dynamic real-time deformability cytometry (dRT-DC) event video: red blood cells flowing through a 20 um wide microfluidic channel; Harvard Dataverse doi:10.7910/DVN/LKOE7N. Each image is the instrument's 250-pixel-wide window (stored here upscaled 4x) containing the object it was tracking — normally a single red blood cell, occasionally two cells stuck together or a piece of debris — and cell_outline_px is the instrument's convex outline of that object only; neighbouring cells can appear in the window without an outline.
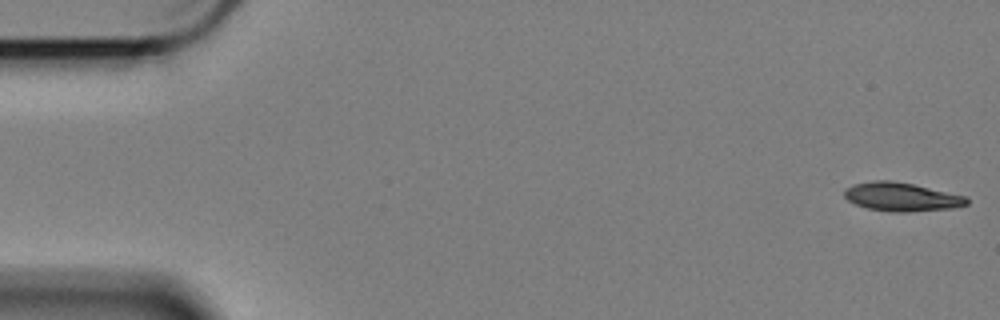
{"species": "Egyptian fruit bat (a non-hibernating species)", "species_latin": "Rousettus aegyptiacus", "temperature_condition": "cold", "stored_images_in_passage": 14, "camera_frame_rate_fps": 3000, "um_per_image_px": 0.085, "animal": {"sex": "female"}, "frame": {"image": 1, "passage_image": 1, "time_ms": 0.0, "image_size_px": [1000, 320], "cell_outline_px": [[968, 204], [956, 208], [908, 212], [892, 212], [868, 208], [856, 204], [848, 200], [844, 196], [844, 192], [848, 188], [856, 184], [876, 180], [888, 180], [912, 184], [964, 196], [968, 200]], "centroid_in_image_um": [76.65, 16.75], "position_along_channel_um": 8.4, "area_um2": 20.06}}